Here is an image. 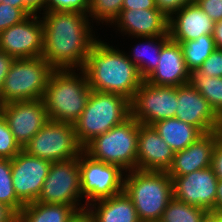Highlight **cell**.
I'll use <instances>...</instances> for the list:
<instances>
[{
	"mask_svg": "<svg viewBox=\"0 0 222 222\" xmlns=\"http://www.w3.org/2000/svg\"><path fill=\"white\" fill-rule=\"evenodd\" d=\"M90 19L88 14L73 11L42 14V57L54 70L83 69L89 51L99 39Z\"/></svg>",
	"mask_w": 222,
	"mask_h": 222,
	"instance_id": "6da1fadb",
	"label": "cell"
},
{
	"mask_svg": "<svg viewBox=\"0 0 222 222\" xmlns=\"http://www.w3.org/2000/svg\"><path fill=\"white\" fill-rule=\"evenodd\" d=\"M108 44L98 39L82 70L91 90L119 94L131 101L144 80L126 52Z\"/></svg>",
	"mask_w": 222,
	"mask_h": 222,
	"instance_id": "7a4b0ae2",
	"label": "cell"
},
{
	"mask_svg": "<svg viewBox=\"0 0 222 222\" xmlns=\"http://www.w3.org/2000/svg\"><path fill=\"white\" fill-rule=\"evenodd\" d=\"M90 92L82 69L53 70L43 97L48 118L74 124L85 109Z\"/></svg>",
	"mask_w": 222,
	"mask_h": 222,
	"instance_id": "3957f363",
	"label": "cell"
},
{
	"mask_svg": "<svg viewBox=\"0 0 222 222\" xmlns=\"http://www.w3.org/2000/svg\"><path fill=\"white\" fill-rule=\"evenodd\" d=\"M123 191L141 222H159L173 198V183L167 172L136 169L125 173Z\"/></svg>",
	"mask_w": 222,
	"mask_h": 222,
	"instance_id": "277c9868",
	"label": "cell"
},
{
	"mask_svg": "<svg viewBox=\"0 0 222 222\" xmlns=\"http://www.w3.org/2000/svg\"><path fill=\"white\" fill-rule=\"evenodd\" d=\"M130 116V101L125 97L91 90L85 109L74 123L78 142L84 147Z\"/></svg>",
	"mask_w": 222,
	"mask_h": 222,
	"instance_id": "5b68a950",
	"label": "cell"
},
{
	"mask_svg": "<svg viewBox=\"0 0 222 222\" xmlns=\"http://www.w3.org/2000/svg\"><path fill=\"white\" fill-rule=\"evenodd\" d=\"M139 125L130 115L121 124L94 137L83 151L93 159L117 165L125 172L136 170Z\"/></svg>",
	"mask_w": 222,
	"mask_h": 222,
	"instance_id": "8992f818",
	"label": "cell"
},
{
	"mask_svg": "<svg viewBox=\"0 0 222 222\" xmlns=\"http://www.w3.org/2000/svg\"><path fill=\"white\" fill-rule=\"evenodd\" d=\"M54 69L42 57L15 59L0 92V105L43 99Z\"/></svg>",
	"mask_w": 222,
	"mask_h": 222,
	"instance_id": "52a82bcc",
	"label": "cell"
},
{
	"mask_svg": "<svg viewBox=\"0 0 222 222\" xmlns=\"http://www.w3.org/2000/svg\"><path fill=\"white\" fill-rule=\"evenodd\" d=\"M22 150L53 163L78 157L83 146L78 142L74 124L49 119Z\"/></svg>",
	"mask_w": 222,
	"mask_h": 222,
	"instance_id": "ba28073f",
	"label": "cell"
},
{
	"mask_svg": "<svg viewBox=\"0 0 222 222\" xmlns=\"http://www.w3.org/2000/svg\"><path fill=\"white\" fill-rule=\"evenodd\" d=\"M82 198L79 156L51 163L36 202L70 205L79 212L87 208L80 202Z\"/></svg>",
	"mask_w": 222,
	"mask_h": 222,
	"instance_id": "9c48e42d",
	"label": "cell"
},
{
	"mask_svg": "<svg viewBox=\"0 0 222 222\" xmlns=\"http://www.w3.org/2000/svg\"><path fill=\"white\" fill-rule=\"evenodd\" d=\"M81 195L85 206L123 192L125 171L117 165L97 161L84 151L79 155Z\"/></svg>",
	"mask_w": 222,
	"mask_h": 222,
	"instance_id": "30bf717a",
	"label": "cell"
},
{
	"mask_svg": "<svg viewBox=\"0 0 222 222\" xmlns=\"http://www.w3.org/2000/svg\"><path fill=\"white\" fill-rule=\"evenodd\" d=\"M177 103V87L155 86L144 80L130 101V115L141 124L152 125L175 118Z\"/></svg>",
	"mask_w": 222,
	"mask_h": 222,
	"instance_id": "8fae6325",
	"label": "cell"
},
{
	"mask_svg": "<svg viewBox=\"0 0 222 222\" xmlns=\"http://www.w3.org/2000/svg\"><path fill=\"white\" fill-rule=\"evenodd\" d=\"M0 114L22 149L49 120L43 99L0 105Z\"/></svg>",
	"mask_w": 222,
	"mask_h": 222,
	"instance_id": "7c38bea8",
	"label": "cell"
},
{
	"mask_svg": "<svg viewBox=\"0 0 222 222\" xmlns=\"http://www.w3.org/2000/svg\"><path fill=\"white\" fill-rule=\"evenodd\" d=\"M50 166L51 162L31 156L24 150L11 159L14 191L24 205L36 202Z\"/></svg>",
	"mask_w": 222,
	"mask_h": 222,
	"instance_id": "4fadbf2b",
	"label": "cell"
},
{
	"mask_svg": "<svg viewBox=\"0 0 222 222\" xmlns=\"http://www.w3.org/2000/svg\"><path fill=\"white\" fill-rule=\"evenodd\" d=\"M41 15H29L0 33V50L15 59L34 58L43 54Z\"/></svg>",
	"mask_w": 222,
	"mask_h": 222,
	"instance_id": "5bb4252c",
	"label": "cell"
},
{
	"mask_svg": "<svg viewBox=\"0 0 222 222\" xmlns=\"http://www.w3.org/2000/svg\"><path fill=\"white\" fill-rule=\"evenodd\" d=\"M170 177L173 183V197L215 213L218 178L211 166L184 176Z\"/></svg>",
	"mask_w": 222,
	"mask_h": 222,
	"instance_id": "9a60e30c",
	"label": "cell"
},
{
	"mask_svg": "<svg viewBox=\"0 0 222 222\" xmlns=\"http://www.w3.org/2000/svg\"><path fill=\"white\" fill-rule=\"evenodd\" d=\"M177 99L175 118L197 127L203 134L214 132L221 125V117L190 83L177 87Z\"/></svg>",
	"mask_w": 222,
	"mask_h": 222,
	"instance_id": "2e32d148",
	"label": "cell"
},
{
	"mask_svg": "<svg viewBox=\"0 0 222 222\" xmlns=\"http://www.w3.org/2000/svg\"><path fill=\"white\" fill-rule=\"evenodd\" d=\"M168 24L169 19L158 9H135L121 10L111 26L123 37L137 38L169 35Z\"/></svg>",
	"mask_w": 222,
	"mask_h": 222,
	"instance_id": "e0dca14e",
	"label": "cell"
},
{
	"mask_svg": "<svg viewBox=\"0 0 222 222\" xmlns=\"http://www.w3.org/2000/svg\"><path fill=\"white\" fill-rule=\"evenodd\" d=\"M175 152L160 137L152 125H139L137 144V169L166 172Z\"/></svg>",
	"mask_w": 222,
	"mask_h": 222,
	"instance_id": "ac0fdd59",
	"label": "cell"
},
{
	"mask_svg": "<svg viewBox=\"0 0 222 222\" xmlns=\"http://www.w3.org/2000/svg\"><path fill=\"white\" fill-rule=\"evenodd\" d=\"M190 76L180 43L169 39L162 46L157 68L145 81L155 86L178 87L189 84Z\"/></svg>",
	"mask_w": 222,
	"mask_h": 222,
	"instance_id": "d6986e66",
	"label": "cell"
},
{
	"mask_svg": "<svg viewBox=\"0 0 222 222\" xmlns=\"http://www.w3.org/2000/svg\"><path fill=\"white\" fill-rule=\"evenodd\" d=\"M215 22L196 5L190 3L169 18V38L175 42L196 40L201 35H212Z\"/></svg>",
	"mask_w": 222,
	"mask_h": 222,
	"instance_id": "ffe728a7",
	"label": "cell"
},
{
	"mask_svg": "<svg viewBox=\"0 0 222 222\" xmlns=\"http://www.w3.org/2000/svg\"><path fill=\"white\" fill-rule=\"evenodd\" d=\"M217 142L216 131H214L202 135L184 150L175 152L172 164L166 171L167 174L169 176H184L210 167Z\"/></svg>",
	"mask_w": 222,
	"mask_h": 222,
	"instance_id": "44dd1931",
	"label": "cell"
},
{
	"mask_svg": "<svg viewBox=\"0 0 222 222\" xmlns=\"http://www.w3.org/2000/svg\"><path fill=\"white\" fill-rule=\"evenodd\" d=\"M86 209L95 218V222H141L135 206L124 191L95 201Z\"/></svg>",
	"mask_w": 222,
	"mask_h": 222,
	"instance_id": "7402d4cb",
	"label": "cell"
},
{
	"mask_svg": "<svg viewBox=\"0 0 222 222\" xmlns=\"http://www.w3.org/2000/svg\"><path fill=\"white\" fill-rule=\"evenodd\" d=\"M152 126L174 152L184 150L204 135L197 127L178 118L160 120Z\"/></svg>",
	"mask_w": 222,
	"mask_h": 222,
	"instance_id": "603a6c76",
	"label": "cell"
},
{
	"mask_svg": "<svg viewBox=\"0 0 222 222\" xmlns=\"http://www.w3.org/2000/svg\"><path fill=\"white\" fill-rule=\"evenodd\" d=\"M137 39H142V41L132 48L131 52H129L130 54L126 53V55L137 67L142 79L145 80L157 68L162 46L170 38L169 35H164L154 37H137Z\"/></svg>",
	"mask_w": 222,
	"mask_h": 222,
	"instance_id": "cb8c5ba5",
	"label": "cell"
},
{
	"mask_svg": "<svg viewBox=\"0 0 222 222\" xmlns=\"http://www.w3.org/2000/svg\"><path fill=\"white\" fill-rule=\"evenodd\" d=\"M77 212L70 205L33 202L18 213V222H69Z\"/></svg>",
	"mask_w": 222,
	"mask_h": 222,
	"instance_id": "d4e9b609",
	"label": "cell"
},
{
	"mask_svg": "<svg viewBox=\"0 0 222 222\" xmlns=\"http://www.w3.org/2000/svg\"><path fill=\"white\" fill-rule=\"evenodd\" d=\"M180 43L185 64L190 72L197 71L216 49L212 35H201L196 40Z\"/></svg>",
	"mask_w": 222,
	"mask_h": 222,
	"instance_id": "484cf974",
	"label": "cell"
},
{
	"mask_svg": "<svg viewBox=\"0 0 222 222\" xmlns=\"http://www.w3.org/2000/svg\"><path fill=\"white\" fill-rule=\"evenodd\" d=\"M190 84L209 102L215 112L222 117V77L202 76L191 72Z\"/></svg>",
	"mask_w": 222,
	"mask_h": 222,
	"instance_id": "4316f807",
	"label": "cell"
},
{
	"mask_svg": "<svg viewBox=\"0 0 222 222\" xmlns=\"http://www.w3.org/2000/svg\"><path fill=\"white\" fill-rule=\"evenodd\" d=\"M207 213L204 208L187 204L173 197L159 222H201Z\"/></svg>",
	"mask_w": 222,
	"mask_h": 222,
	"instance_id": "83f0119b",
	"label": "cell"
},
{
	"mask_svg": "<svg viewBox=\"0 0 222 222\" xmlns=\"http://www.w3.org/2000/svg\"><path fill=\"white\" fill-rule=\"evenodd\" d=\"M122 4L123 0H89L88 16L96 26L101 25L100 22L112 25L122 10Z\"/></svg>",
	"mask_w": 222,
	"mask_h": 222,
	"instance_id": "f1b7e54d",
	"label": "cell"
},
{
	"mask_svg": "<svg viewBox=\"0 0 222 222\" xmlns=\"http://www.w3.org/2000/svg\"><path fill=\"white\" fill-rule=\"evenodd\" d=\"M0 202L12 207L17 213L25 206L17 197L12 182L11 159L0 158Z\"/></svg>",
	"mask_w": 222,
	"mask_h": 222,
	"instance_id": "f546056e",
	"label": "cell"
},
{
	"mask_svg": "<svg viewBox=\"0 0 222 222\" xmlns=\"http://www.w3.org/2000/svg\"><path fill=\"white\" fill-rule=\"evenodd\" d=\"M21 150L6 120L0 114V158L13 159Z\"/></svg>",
	"mask_w": 222,
	"mask_h": 222,
	"instance_id": "4dcf8cb0",
	"label": "cell"
},
{
	"mask_svg": "<svg viewBox=\"0 0 222 222\" xmlns=\"http://www.w3.org/2000/svg\"><path fill=\"white\" fill-rule=\"evenodd\" d=\"M28 15L20 8L0 3V33L14 24L22 22Z\"/></svg>",
	"mask_w": 222,
	"mask_h": 222,
	"instance_id": "1f68e13d",
	"label": "cell"
},
{
	"mask_svg": "<svg viewBox=\"0 0 222 222\" xmlns=\"http://www.w3.org/2000/svg\"><path fill=\"white\" fill-rule=\"evenodd\" d=\"M89 0H46V12L73 11L88 14Z\"/></svg>",
	"mask_w": 222,
	"mask_h": 222,
	"instance_id": "d6a6232c",
	"label": "cell"
},
{
	"mask_svg": "<svg viewBox=\"0 0 222 222\" xmlns=\"http://www.w3.org/2000/svg\"><path fill=\"white\" fill-rule=\"evenodd\" d=\"M202 76L222 77V49H215L214 52L197 69Z\"/></svg>",
	"mask_w": 222,
	"mask_h": 222,
	"instance_id": "836d02e7",
	"label": "cell"
},
{
	"mask_svg": "<svg viewBox=\"0 0 222 222\" xmlns=\"http://www.w3.org/2000/svg\"><path fill=\"white\" fill-rule=\"evenodd\" d=\"M196 5L214 22L222 20V0H199Z\"/></svg>",
	"mask_w": 222,
	"mask_h": 222,
	"instance_id": "e575fe53",
	"label": "cell"
},
{
	"mask_svg": "<svg viewBox=\"0 0 222 222\" xmlns=\"http://www.w3.org/2000/svg\"><path fill=\"white\" fill-rule=\"evenodd\" d=\"M157 9L160 10L168 19L191 0H155Z\"/></svg>",
	"mask_w": 222,
	"mask_h": 222,
	"instance_id": "d590c367",
	"label": "cell"
},
{
	"mask_svg": "<svg viewBox=\"0 0 222 222\" xmlns=\"http://www.w3.org/2000/svg\"><path fill=\"white\" fill-rule=\"evenodd\" d=\"M157 9L155 0H123L122 10Z\"/></svg>",
	"mask_w": 222,
	"mask_h": 222,
	"instance_id": "8d00e7d4",
	"label": "cell"
},
{
	"mask_svg": "<svg viewBox=\"0 0 222 222\" xmlns=\"http://www.w3.org/2000/svg\"><path fill=\"white\" fill-rule=\"evenodd\" d=\"M24 12L29 15H42L46 12V0H23ZM43 10V12H41Z\"/></svg>",
	"mask_w": 222,
	"mask_h": 222,
	"instance_id": "74e56055",
	"label": "cell"
},
{
	"mask_svg": "<svg viewBox=\"0 0 222 222\" xmlns=\"http://www.w3.org/2000/svg\"><path fill=\"white\" fill-rule=\"evenodd\" d=\"M15 58L7 54L5 51L0 50V92L4 83V79L8 74Z\"/></svg>",
	"mask_w": 222,
	"mask_h": 222,
	"instance_id": "f35d334b",
	"label": "cell"
},
{
	"mask_svg": "<svg viewBox=\"0 0 222 222\" xmlns=\"http://www.w3.org/2000/svg\"><path fill=\"white\" fill-rule=\"evenodd\" d=\"M211 167L218 179H222V146L217 142L212 155Z\"/></svg>",
	"mask_w": 222,
	"mask_h": 222,
	"instance_id": "ab89813d",
	"label": "cell"
},
{
	"mask_svg": "<svg viewBox=\"0 0 222 222\" xmlns=\"http://www.w3.org/2000/svg\"><path fill=\"white\" fill-rule=\"evenodd\" d=\"M0 222H18V213L9 205L0 202Z\"/></svg>",
	"mask_w": 222,
	"mask_h": 222,
	"instance_id": "60d3db41",
	"label": "cell"
},
{
	"mask_svg": "<svg viewBox=\"0 0 222 222\" xmlns=\"http://www.w3.org/2000/svg\"><path fill=\"white\" fill-rule=\"evenodd\" d=\"M213 40L217 49H222V20L215 22Z\"/></svg>",
	"mask_w": 222,
	"mask_h": 222,
	"instance_id": "b9f144b4",
	"label": "cell"
},
{
	"mask_svg": "<svg viewBox=\"0 0 222 222\" xmlns=\"http://www.w3.org/2000/svg\"><path fill=\"white\" fill-rule=\"evenodd\" d=\"M69 222H95L87 209L77 212Z\"/></svg>",
	"mask_w": 222,
	"mask_h": 222,
	"instance_id": "7bdbcfd3",
	"label": "cell"
},
{
	"mask_svg": "<svg viewBox=\"0 0 222 222\" xmlns=\"http://www.w3.org/2000/svg\"><path fill=\"white\" fill-rule=\"evenodd\" d=\"M222 212V179H218L217 194L215 198V213Z\"/></svg>",
	"mask_w": 222,
	"mask_h": 222,
	"instance_id": "ee69618b",
	"label": "cell"
},
{
	"mask_svg": "<svg viewBox=\"0 0 222 222\" xmlns=\"http://www.w3.org/2000/svg\"><path fill=\"white\" fill-rule=\"evenodd\" d=\"M201 222H222V215L220 213L208 212Z\"/></svg>",
	"mask_w": 222,
	"mask_h": 222,
	"instance_id": "f6af8a7d",
	"label": "cell"
},
{
	"mask_svg": "<svg viewBox=\"0 0 222 222\" xmlns=\"http://www.w3.org/2000/svg\"><path fill=\"white\" fill-rule=\"evenodd\" d=\"M2 2L11 5L16 8H20L24 11V2L23 0H2Z\"/></svg>",
	"mask_w": 222,
	"mask_h": 222,
	"instance_id": "bcb514c9",
	"label": "cell"
},
{
	"mask_svg": "<svg viewBox=\"0 0 222 222\" xmlns=\"http://www.w3.org/2000/svg\"><path fill=\"white\" fill-rule=\"evenodd\" d=\"M218 143L222 146V126L220 125L216 130Z\"/></svg>",
	"mask_w": 222,
	"mask_h": 222,
	"instance_id": "7dc6e473",
	"label": "cell"
},
{
	"mask_svg": "<svg viewBox=\"0 0 222 222\" xmlns=\"http://www.w3.org/2000/svg\"><path fill=\"white\" fill-rule=\"evenodd\" d=\"M197 1H199V0H191V3H196Z\"/></svg>",
	"mask_w": 222,
	"mask_h": 222,
	"instance_id": "c3c4849f",
	"label": "cell"
}]
</instances>
